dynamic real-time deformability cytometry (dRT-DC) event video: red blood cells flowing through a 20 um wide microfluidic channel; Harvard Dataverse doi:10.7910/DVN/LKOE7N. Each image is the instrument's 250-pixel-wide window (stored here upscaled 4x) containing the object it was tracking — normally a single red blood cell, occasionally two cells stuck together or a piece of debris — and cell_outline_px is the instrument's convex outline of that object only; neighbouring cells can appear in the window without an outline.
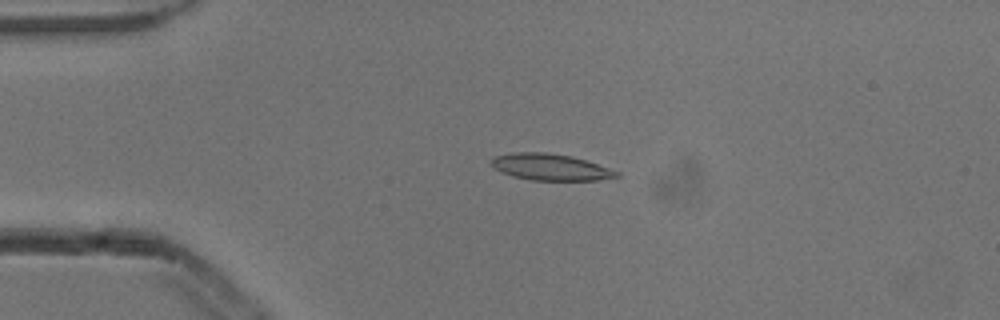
{"species": "common noctule bat (a hibernating species)", "species_latin": "Nyctalus noctula", "temperature_condition": "cold", "stored_images_in_passage": 4, "camera_frame_rate_fps": 3000, "um_per_image_px": 0.085, "animal": {"sex": "male", "body_mass_g": 13.3}, "frame": {"image": 1, "passage_image": 3, "time_ms": 0.667, "image_size_px": [1000, 320], "cell_outline_px": [[620, 176], [600, 180], [532, 180], [512, 176], [500, 172], [488, 160], [496, 156], [512, 152], [544, 152], [572, 156], [620, 172]], "centroid_in_image_um": [46.76, 14.2], "position_along_channel_um": 38.2, "area_um2": 19.25}}